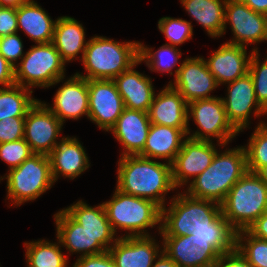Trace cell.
Segmentation results:
<instances>
[{"mask_svg":"<svg viewBox=\"0 0 267 267\" xmlns=\"http://www.w3.org/2000/svg\"><path fill=\"white\" fill-rule=\"evenodd\" d=\"M118 165L116 188L123 193L152 200L163 208L165 194L176 189L170 163L132 155L121 156Z\"/></svg>","mask_w":267,"mask_h":267,"instance_id":"obj_1","label":"cell"},{"mask_svg":"<svg viewBox=\"0 0 267 267\" xmlns=\"http://www.w3.org/2000/svg\"><path fill=\"white\" fill-rule=\"evenodd\" d=\"M248 171L247 155L243 146L215 154L212 163L193 181L186 192L196 199L221 204L233 185Z\"/></svg>","mask_w":267,"mask_h":267,"instance_id":"obj_2","label":"cell"},{"mask_svg":"<svg viewBox=\"0 0 267 267\" xmlns=\"http://www.w3.org/2000/svg\"><path fill=\"white\" fill-rule=\"evenodd\" d=\"M140 42H118L103 36H95L87 41L82 59L87 71V80H113L139 61Z\"/></svg>","mask_w":267,"mask_h":267,"instance_id":"obj_3","label":"cell"},{"mask_svg":"<svg viewBox=\"0 0 267 267\" xmlns=\"http://www.w3.org/2000/svg\"><path fill=\"white\" fill-rule=\"evenodd\" d=\"M267 210V184L247 171L221 203V213L236 231L247 230Z\"/></svg>","mask_w":267,"mask_h":267,"instance_id":"obj_4","label":"cell"},{"mask_svg":"<svg viewBox=\"0 0 267 267\" xmlns=\"http://www.w3.org/2000/svg\"><path fill=\"white\" fill-rule=\"evenodd\" d=\"M178 195V196H177ZM168 208H161L162 236H186L195 229L212 228V222L221 214V204L177 194Z\"/></svg>","mask_w":267,"mask_h":267,"instance_id":"obj_5","label":"cell"},{"mask_svg":"<svg viewBox=\"0 0 267 267\" xmlns=\"http://www.w3.org/2000/svg\"><path fill=\"white\" fill-rule=\"evenodd\" d=\"M112 230L130 231L124 236H149L146 228L159 225L161 207L154 201L121 192L117 188L111 200L103 202ZM146 231V232H145Z\"/></svg>","mask_w":267,"mask_h":267,"instance_id":"obj_6","label":"cell"},{"mask_svg":"<svg viewBox=\"0 0 267 267\" xmlns=\"http://www.w3.org/2000/svg\"><path fill=\"white\" fill-rule=\"evenodd\" d=\"M65 62L54 44L33 46L14 68L15 84L24 88H48L65 79Z\"/></svg>","mask_w":267,"mask_h":267,"instance_id":"obj_7","label":"cell"},{"mask_svg":"<svg viewBox=\"0 0 267 267\" xmlns=\"http://www.w3.org/2000/svg\"><path fill=\"white\" fill-rule=\"evenodd\" d=\"M8 172L2 180L7 179V199L16 206L35 200L55 183L49 157L44 154L34 153Z\"/></svg>","mask_w":267,"mask_h":267,"instance_id":"obj_8","label":"cell"},{"mask_svg":"<svg viewBox=\"0 0 267 267\" xmlns=\"http://www.w3.org/2000/svg\"><path fill=\"white\" fill-rule=\"evenodd\" d=\"M190 117L199 127V131L188 136L194 140L211 141L213 137L224 147L239 133L229 122L221 97L199 99L188 103L187 135L190 134Z\"/></svg>","mask_w":267,"mask_h":267,"instance_id":"obj_9","label":"cell"},{"mask_svg":"<svg viewBox=\"0 0 267 267\" xmlns=\"http://www.w3.org/2000/svg\"><path fill=\"white\" fill-rule=\"evenodd\" d=\"M230 23L234 38L226 43L246 47L267 41V15L249 8L240 0H227L224 15V33Z\"/></svg>","mask_w":267,"mask_h":267,"instance_id":"obj_10","label":"cell"},{"mask_svg":"<svg viewBox=\"0 0 267 267\" xmlns=\"http://www.w3.org/2000/svg\"><path fill=\"white\" fill-rule=\"evenodd\" d=\"M62 126L47 106L37 100L25 117L24 140L33 153L49 155L59 143L57 140Z\"/></svg>","mask_w":267,"mask_h":267,"instance_id":"obj_11","label":"cell"},{"mask_svg":"<svg viewBox=\"0 0 267 267\" xmlns=\"http://www.w3.org/2000/svg\"><path fill=\"white\" fill-rule=\"evenodd\" d=\"M89 91L88 118L106 131H110L125 109L124 101L113 80H87Z\"/></svg>","mask_w":267,"mask_h":267,"instance_id":"obj_12","label":"cell"},{"mask_svg":"<svg viewBox=\"0 0 267 267\" xmlns=\"http://www.w3.org/2000/svg\"><path fill=\"white\" fill-rule=\"evenodd\" d=\"M174 74V83H169L187 103L215 97L209 94L219 85L203 57L186 58Z\"/></svg>","mask_w":267,"mask_h":267,"instance_id":"obj_13","label":"cell"},{"mask_svg":"<svg viewBox=\"0 0 267 267\" xmlns=\"http://www.w3.org/2000/svg\"><path fill=\"white\" fill-rule=\"evenodd\" d=\"M227 84H229L227 98H222L227 118L238 132H242L250 123L253 107L256 117L266 115L267 112L257 101L253 79L249 72Z\"/></svg>","mask_w":267,"mask_h":267,"instance_id":"obj_14","label":"cell"},{"mask_svg":"<svg viewBox=\"0 0 267 267\" xmlns=\"http://www.w3.org/2000/svg\"><path fill=\"white\" fill-rule=\"evenodd\" d=\"M213 141L185 138L172 165V179L176 189L192 181L213 161L217 149Z\"/></svg>","mask_w":267,"mask_h":267,"instance_id":"obj_15","label":"cell"},{"mask_svg":"<svg viewBox=\"0 0 267 267\" xmlns=\"http://www.w3.org/2000/svg\"><path fill=\"white\" fill-rule=\"evenodd\" d=\"M163 252L178 267L214 266L220 254L211 246V241L186 236H162Z\"/></svg>","mask_w":267,"mask_h":267,"instance_id":"obj_16","label":"cell"},{"mask_svg":"<svg viewBox=\"0 0 267 267\" xmlns=\"http://www.w3.org/2000/svg\"><path fill=\"white\" fill-rule=\"evenodd\" d=\"M152 236H123L108 250L116 267H152L160 255Z\"/></svg>","mask_w":267,"mask_h":267,"instance_id":"obj_17","label":"cell"},{"mask_svg":"<svg viewBox=\"0 0 267 267\" xmlns=\"http://www.w3.org/2000/svg\"><path fill=\"white\" fill-rule=\"evenodd\" d=\"M53 107L47 108L63 124L66 119H79L82 115H89V91L87 79L74 74L62 87L57 90L54 96Z\"/></svg>","mask_w":267,"mask_h":267,"instance_id":"obj_18","label":"cell"},{"mask_svg":"<svg viewBox=\"0 0 267 267\" xmlns=\"http://www.w3.org/2000/svg\"><path fill=\"white\" fill-rule=\"evenodd\" d=\"M254 51H258L257 48H254L247 56L246 47L224 43L205 61L218 85L226 84L249 72L250 60Z\"/></svg>","mask_w":267,"mask_h":267,"instance_id":"obj_19","label":"cell"},{"mask_svg":"<svg viewBox=\"0 0 267 267\" xmlns=\"http://www.w3.org/2000/svg\"><path fill=\"white\" fill-rule=\"evenodd\" d=\"M151 124L170 126L188 132V103L168 84L154 96L148 111Z\"/></svg>","mask_w":267,"mask_h":267,"instance_id":"obj_20","label":"cell"},{"mask_svg":"<svg viewBox=\"0 0 267 267\" xmlns=\"http://www.w3.org/2000/svg\"><path fill=\"white\" fill-rule=\"evenodd\" d=\"M151 127L148 112L125 108L110 130L121 143V156L139 155L146 143Z\"/></svg>","mask_w":267,"mask_h":267,"instance_id":"obj_21","label":"cell"},{"mask_svg":"<svg viewBox=\"0 0 267 267\" xmlns=\"http://www.w3.org/2000/svg\"><path fill=\"white\" fill-rule=\"evenodd\" d=\"M84 147L75 137H63L48 155L54 182L59 175L74 179L90 166Z\"/></svg>","mask_w":267,"mask_h":267,"instance_id":"obj_22","label":"cell"},{"mask_svg":"<svg viewBox=\"0 0 267 267\" xmlns=\"http://www.w3.org/2000/svg\"><path fill=\"white\" fill-rule=\"evenodd\" d=\"M142 63L138 61L127 71L113 79L125 108L148 112L155 96L152 81L147 75L134 70V67Z\"/></svg>","mask_w":267,"mask_h":267,"instance_id":"obj_23","label":"cell"},{"mask_svg":"<svg viewBox=\"0 0 267 267\" xmlns=\"http://www.w3.org/2000/svg\"><path fill=\"white\" fill-rule=\"evenodd\" d=\"M57 239L61 246L69 253L82 254L79 257L98 255L107 250L94 239L79 223H77L64 209L54 215ZM81 252V253H80Z\"/></svg>","mask_w":267,"mask_h":267,"instance_id":"obj_24","label":"cell"},{"mask_svg":"<svg viewBox=\"0 0 267 267\" xmlns=\"http://www.w3.org/2000/svg\"><path fill=\"white\" fill-rule=\"evenodd\" d=\"M64 210L107 251L118 239L115 238L103 203L92 207L80 200Z\"/></svg>","mask_w":267,"mask_h":267,"instance_id":"obj_25","label":"cell"},{"mask_svg":"<svg viewBox=\"0 0 267 267\" xmlns=\"http://www.w3.org/2000/svg\"><path fill=\"white\" fill-rule=\"evenodd\" d=\"M186 136L181 129L151 124L145 146L139 155L151 159H164L172 164Z\"/></svg>","mask_w":267,"mask_h":267,"instance_id":"obj_26","label":"cell"},{"mask_svg":"<svg viewBox=\"0 0 267 267\" xmlns=\"http://www.w3.org/2000/svg\"><path fill=\"white\" fill-rule=\"evenodd\" d=\"M52 43L65 63L78 60L80 52L82 61L87 46L83 25L69 16L57 18Z\"/></svg>","mask_w":267,"mask_h":267,"instance_id":"obj_27","label":"cell"},{"mask_svg":"<svg viewBox=\"0 0 267 267\" xmlns=\"http://www.w3.org/2000/svg\"><path fill=\"white\" fill-rule=\"evenodd\" d=\"M56 20L53 21L46 11L35 1L17 7V25L36 44L53 41Z\"/></svg>","mask_w":267,"mask_h":267,"instance_id":"obj_28","label":"cell"},{"mask_svg":"<svg viewBox=\"0 0 267 267\" xmlns=\"http://www.w3.org/2000/svg\"><path fill=\"white\" fill-rule=\"evenodd\" d=\"M184 9L211 37L224 34V15L227 0H180Z\"/></svg>","mask_w":267,"mask_h":267,"instance_id":"obj_29","label":"cell"},{"mask_svg":"<svg viewBox=\"0 0 267 267\" xmlns=\"http://www.w3.org/2000/svg\"><path fill=\"white\" fill-rule=\"evenodd\" d=\"M33 91L20 85L0 88V121L11 117H26L28 110L38 99Z\"/></svg>","mask_w":267,"mask_h":267,"instance_id":"obj_30","label":"cell"},{"mask_svg":"<svg viewBox=\"0 0 267 267\" xmlns=\"http://www.w3.org/2000/svg\"><path fill=\"white\" fill-rule=\"evenodd\" d=\"M27 267H67L68 258L61 251V243L47 240L24 243Z\"/></svg>","mask_w":267,"mask_h":267,"instance_id":"obj_31","label":"cell"},{"mask_svg":"<svg viewBox=\"0 0 267 267\" xmlns=\"http://www.w3.org/2000/svg\"><path fill=\"white\" fill-rule=\"evenodd\" d=\"M194 238L211 241V246L220 254L235 249L236 231L228 224L222 213L212 222V228L195 229Z\"/></svg>","mask_w":267,"mask_h":267,"instance_id":"obj_32","label":"cell"},{"mask_svg":"<svg viewBox=\"0 0 267 267\" xmlns=\"http://www.w3.org/2000/svg\"><path fill=\"white\" fill-rule=\"evenodd\" d=\"M176 48V49H175ZM139 60L144 61L151 71L167 72L173 75L172 69L178 64V59L182 56L177 47L166 43L157 51L152 52V48L140 43Z\"/></svg>","mask_w":267,"mask_h":267,"instance_id":"obj_33","label":"cell"},{"mask_svg":"<svg viewBox=\"0 0 267 267\" xmlns=\"http://www.w3.org/2000/svg\"><path fill=\"white\" fill-rule=\"evenodd\" d=\"M235 248L253 267H267V240L252 235L248 230L236 232Z\"/></svg>","mask_w":267,"mask_h":267,"instance_id":"obj_34","label":"cell"},{"mask_svg":"<svg viewBox=\"0 0 267 267\" xmlns=\"http://www.w3.org/2000/svg\"><path fill=\"white\" fill-rule=\"evenodd\" d=\"M247 155L248 171L256 173L267 164V124L260 122L244 146Z\"/></svg>","mask_w":267,"mask_h":267,"instance_id":"obj_35","label":"cell"},{"mask_svg":"<svg viewBox=\"0 0 267 267\" xmlns=\"http://www.w3.org/2000/svg\"><path fill=\"white\" fill-rule=\"evenodd\" d=\"M158 28L169 41V45L178 46L193 36L191 22L180 18L163 17L158 21Z\"/></svg>","mask_w":267,"mask_h":267,"instance_id":"obj_36","label":"cell"},{"mask_svg":"<svg viewBox=\"0 0 267 267\" xmlns=\"http://www.w3.org/2000/svg\"><path fill=\"white\" fill-rule=\"evenodd\" d=\"M258 51L252 53L249 65V74L253 79V86L257 101L267 112V57L261 63Z\"/></svg>","mask_w":267,"mask_h":267,"instance_id":"obj_37","label":"cell"},{"mask_svg":"<svg viewBox=\"0 0 267 267\" xmlns=\"http://www.w3.org/2000/svg\"><path fill=\"white\" fill-rule=\"evenodd\" d=\"M32 154L34 153L24 138L17 141L0 143V158L9 165V169L18 167Z\"/></svg>","mask_w":267,"mask_h":267,"instance_id":"obj_38","label":"cell"},{"mask_svg":"<svg viewBox=\"0 0 267 267\" xmlns=\"http://www.w3.org/2000/svg\"><path fill=\"white\" fill-rule=\"evenodd\" d=\"M18 33L0 37V54L15 68L16 61L21 59L23 53V44Z\"/></svg>","mask_w":267,"mask_h":267,"instance_id":"obj_39","label":"cell"},{"mask_svg":"<svg viewBox=\"0 0 267 267\" xmlns=\"http://www.w3.org/2000/svg\"><path fill=\"white\" fill-rule=\"evenodd\" d=\"M25 117H9L0 121V143L24 138Z\"/></svg>","mask_w":267,"mask_h":267,"instance_id":"obj_40","label":"cell"},{"mask_svg":"<svg viewBox=\"0 0 267 267\" xmlns=\"http://www.w3.org/2000/svg\"><path fill=\"white\" fill-rule=\"evenodd\" d=\"M17 8L0 7V37L17 33Z\"/></svg>","mask_w":267,"mask_h":267,"instance_id":"obj_41","label":"cell"},{"mask_svg":"<svg viewBox=\"0 0 267 267\" xmlns=\"http://www.w3.org/2000/svg\"><path fill=\"white\" fill-rule=\"evenodd\" d=\"M72 267H116L109 251L98 255L79 257Z\"/></svg>","mask_w":267,"mask_h":267,"instance_id":"obj_42","label":"cell"},{"mask_svg":"<svg viewBox=\"0 0 267 267\" xmlns=\"http://www.w3.org/2000/svg\"><path fill=\"white\" fill-rule=\"evenodd\" d=\"M215 267H253L248 260L235 248L233 251L220 255Z\"/></svg>","mask_w":267,"mask_h":267,"instance_id":"obj_43","label":"cell"},{"mask_svg":"<svg viewBox=\"0 0 267 267\" xmlns=\"http://www.w3.org/2000/svg\"><path fill=\"white\" fill-rule=\"evenodd\" d=\"M0 84L9 87L15 84L14 67L0 54Z\"/></svg>","mask_w":267,"mask_h":267,"instance_id":"obj_44","label":"cell"},{"mask_svg":"<svg viewBox=\"0 0 267 267\" xmlns=\"http://www.w3.org/2000/svg\"><path fill=\"white\" fill-rule=\"evenodd\" d=\"M247 230L255 237L267 240V210Z\"/></svg>","mask_w":267,"mask_h":267,"instance_id":"obj_45","label":"cell"},{"mask_svg":"<svg viewBox=\"0 0 267 267\" xmlns=\"http://www.w3.org/2000/svg\"><path fill=\"white\" fill-rule=\"evenodd\" d=\"M253 11L267 15V0H240Z\"/></svg>","mask_w":267,"mask_h":267,"instance_id":"obj_46","label":"cell"},{"mask_svg":"<svg viewBox=\"0 0 267 267\" xmlns=\"http://www.w3.org/2000/svg\"><path fill=\"white\" fill-rule=\"evenodd\" d=\"M152 267H178V265L169 258L163 251H160L158 259H155Z\"/></svg>","mask_w":267,"mask_h":267,"instance_id":"obj_47","label":"cell"},{"mask_svg":"<svg viewBox=\"0 0 267 267\" xmlns=\"http://www.w3.org/2000/svg\"><path fill=\"white\" fill-rule=\"evenodd\" d=\"M33 0H0V7H13L17 8L22 4L29 3Z\"/></svg>","mask_w":267,"mask_h":267,"instance_id":"obj_48","label":"cell"},{"mask_svg":"<svg viewBox=\"0 0 267 267\" xmlns=\"http://www.w3.org/2000/svg\"><path fill=\"white\" fill-rule=\"evenodd\" d=\"M256 174L267 184V164L262 166Z\"/></svg>","mask_w":267,"mask_h":267,"instance_id":"obj_49","label":"cell"}]
</instances>
